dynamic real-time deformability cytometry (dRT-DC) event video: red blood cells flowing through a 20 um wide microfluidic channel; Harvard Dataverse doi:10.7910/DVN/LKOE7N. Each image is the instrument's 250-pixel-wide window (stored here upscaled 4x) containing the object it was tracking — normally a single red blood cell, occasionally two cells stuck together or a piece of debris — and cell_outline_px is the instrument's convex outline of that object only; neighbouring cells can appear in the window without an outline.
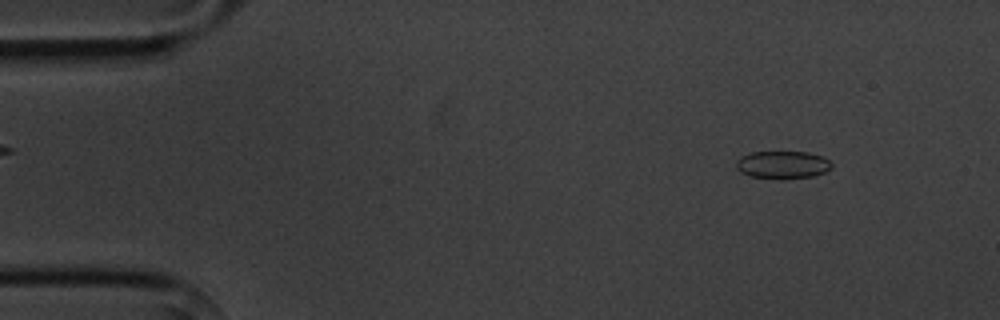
{"species": "common noctule bat (a hibernating species)", "species_latin": "Nyctalus noctula", "temperature_condition": "cold", "stored_images_in_passage": 4, "camera_frame_rate_fps": 3000, "um_per_image_px": 0.085, "animal": {"sex": "male", "body_mass_g": 20.1, "forearm_length_mm": 53.5}, "frame": {"image": 1, "passage_image": 1, "time_ms": 0.0, "image_size_px": [1000, 320], "cell_outline_px": [[832, 168], [824, 172], [812, 176], [784, 180], [776, 180], [748, 176], [740, 172], [736, 168], [736, 160], [740, 156], [752, 152], [808, 152], [824, 156], [832, 164]], "centroid_in_image_um": [66.5, 14.02], "position_along_channel_um": 18.5, "area_um2": 15.84}}